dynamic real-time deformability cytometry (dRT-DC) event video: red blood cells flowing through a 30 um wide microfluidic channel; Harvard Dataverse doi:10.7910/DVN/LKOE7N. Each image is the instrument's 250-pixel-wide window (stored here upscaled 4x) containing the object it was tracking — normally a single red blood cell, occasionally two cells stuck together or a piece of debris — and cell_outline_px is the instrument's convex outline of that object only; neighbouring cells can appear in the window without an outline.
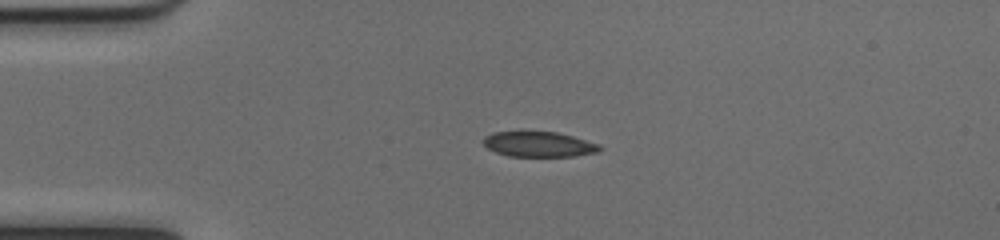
{"species": "common noctule bat (a hibernating species)", "species_latin": "Nyctalus noctula", "temperature_condition": "cold", "stored_images_in_passage": 40, "camera_frame_rate_fps": 3000, "um_per_image_px": 0.085, "animal": {"sex": "female", "body_mass_g": 17.0, "forearm_length_mm": 48.0}, "frame": {"image": 1, "passage_image": 1, "time_ms": 0.0, "image_size_px": [1000, 240], "cell_outline_px": [[604, 148], [600, 152], [572, 156], [508, 156], [496, 152], [488, 148], [484, 144], [484, 136], [492, 132], [556, 132], [572, 136], [600, 144]], "centroid_in_image_um": [45.84, 12.27], "position_along_channel_um": 39.2, "area_um2": 17.05}}
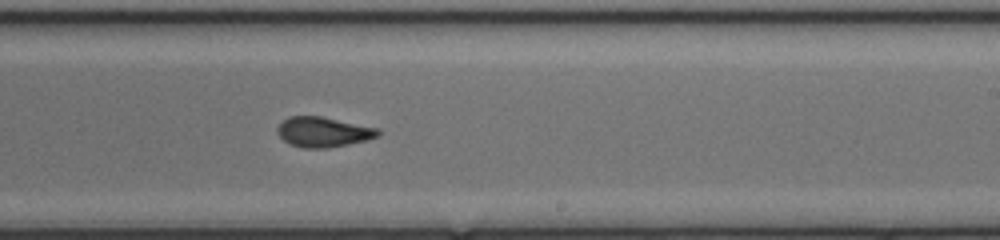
{"frame": {"image": 2, "passage_image": 20, "time_ms": 6.333, "image_size_px": [1000, 240], "cell_outline_px": [[380, 132], [376, 136], [364, 140], [348, 144], [328, 148], [304, 148], [292, 144], [284, 140], [276, 132], [276, 128], [288, 116], [320, 116], [380, 128]], "centroid_in_image_um": [27.46, 11.21], "position_along_channel_um": 261.5, "area_um2": 17.46}}
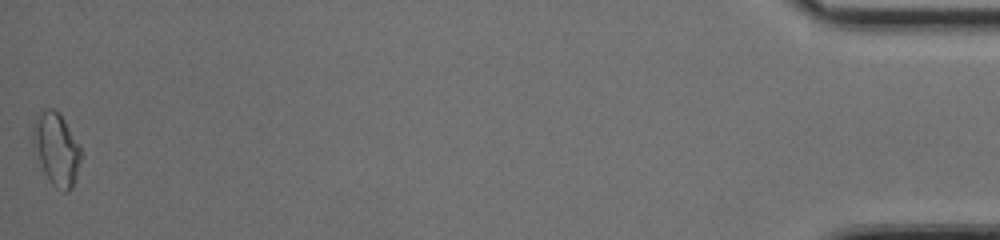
{"frame": {"image": 3, "passage_image": 40, "time_ms": 13.0, "image_size_px": [1000, 240], "cell_outline_px": [[80, 160], [76, 176], [72, 188], [68, 192], [64, 192], [56, 188], [52, 184], [44, 172], [36, 156], [32, 140], [32, 128], [36, 116], [40, 108], [52, 108], [64, 120], [80, 148]], "centroid_in_image_um": [4.75, 12.66], "position_along_channel_um": 430.5, "area_um2": 20.06}, "authors_computed_cell_mechanics": {"area_um2": 17.7446, "velocity_mm_per_s": 4.0249, "shape_relaxation_time_tau1_ms": null, "shape_relaxation_time_tau2_ms": 2.3921, "deformation_change_tau1": null, "deformation_change_tau2": 0.0621}}